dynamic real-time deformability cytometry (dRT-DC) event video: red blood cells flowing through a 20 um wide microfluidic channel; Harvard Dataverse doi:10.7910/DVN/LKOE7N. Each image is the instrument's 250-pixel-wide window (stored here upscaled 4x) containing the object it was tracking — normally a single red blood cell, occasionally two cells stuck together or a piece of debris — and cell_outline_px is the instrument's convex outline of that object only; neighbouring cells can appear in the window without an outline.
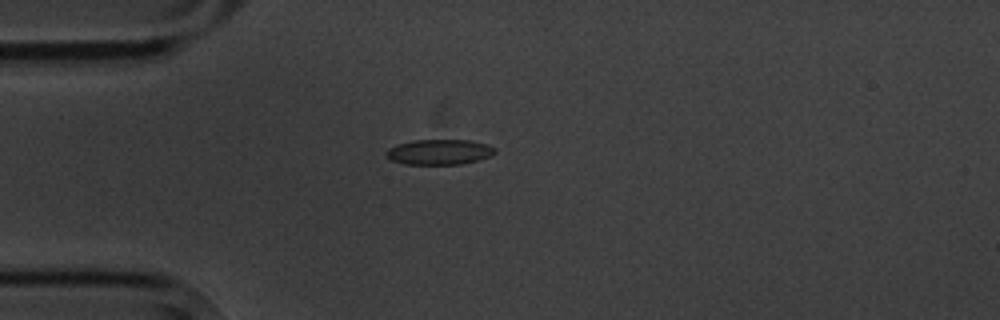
{"species": "common noctule bat (a hibernating species)", "species_latin": "Nyctalus noctula", "temperature_condition": "cold", "stored_images_in_passage": 3, "camera_frame_rate_fps": 3000, "um_per_image_px": 0.085, "animal": {"sex": "male", "body_mass_g": 20.1, "forearm_length_mm": 53.5}, "frame": {"image": 1, "passage_image": 3, "time_ms": 2.333, "image_size_px": [1000, 320], "cell_outline_px": [[496, 152], [492, 156], [460, 164], [404, 164], [392, 160], [384, 156], [384, 152], [388, 148], [412, 140], [468, 140], [488, 144], [496, 148]], "centroid_in_image_um": [37.34, 12.92], "position_along_channel_um": 47.7, "area_um2": 16.07}}